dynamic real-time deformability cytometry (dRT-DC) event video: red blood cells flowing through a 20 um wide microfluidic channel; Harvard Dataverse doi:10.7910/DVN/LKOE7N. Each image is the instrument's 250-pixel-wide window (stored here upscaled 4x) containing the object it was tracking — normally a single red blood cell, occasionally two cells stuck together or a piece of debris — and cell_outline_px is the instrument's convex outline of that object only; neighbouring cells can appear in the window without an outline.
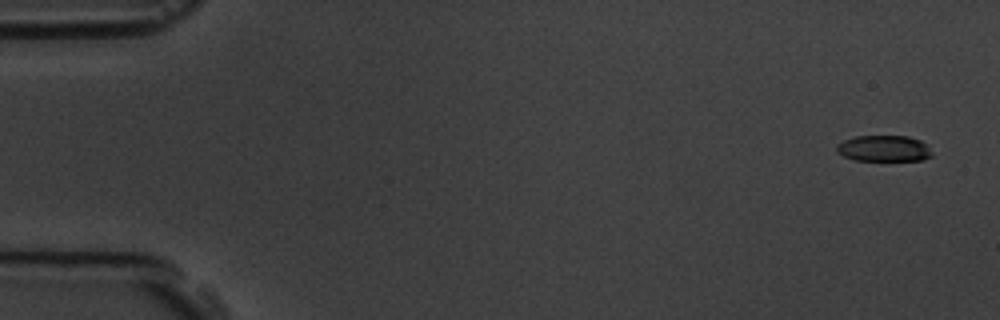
{"species": "common noctule bat (a hibernating species)", "species_latin": "Nyctalus noctula", "temperature_condition": "room temperature", "stored_images_in_passage": 6, "camera_frame_rate_fps": 3000, "um_per_image_px": 0.085, "animal": {"sex": "male", "body_mass_g": 19.5, "forearm_length_mm": 54.6}, "frame": {"image": 1, "passage_image": 1, "time_ms": 0.0, "image_size_px": [1000, 320], "cell_outline_px": [[932, 156], [924, 160], [856, 160], [844, 156], [836, 152], [836, 144], [844, 140], [856, 136], [908, 136], [920, 140], [932, 152]], "centroid_in_image_um": [75.11, 12.62], "position_along_channel_um": 9.9, "area_um2": 14.45}}